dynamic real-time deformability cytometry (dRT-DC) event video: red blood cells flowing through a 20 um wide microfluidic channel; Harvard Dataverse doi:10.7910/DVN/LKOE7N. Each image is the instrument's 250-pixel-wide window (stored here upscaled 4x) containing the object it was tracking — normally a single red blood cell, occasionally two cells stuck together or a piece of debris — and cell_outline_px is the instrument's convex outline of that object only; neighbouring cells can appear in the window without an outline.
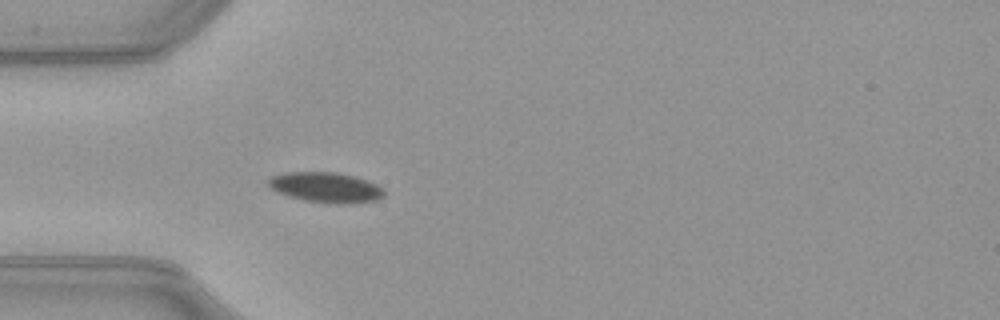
{"species": "common noctule bat (a hibernating species)", "species_latin": "Nyctalus noctula", "temperature_condition": "warm", "stored_images_in_passage": 38, "camera_frame_rate_fps": 3000, "um_per_image_px": 0.085, "animal": {"sex": "female", "body_mass_g": 21.9}, "frame": {"image": 1, "passage_image": 6, "time_ms": 1.667, "image_size_px": [1000, 320], "cell_outline_px": [[384, 196], [376, 200], [348, 204], [336, 204], [304, 200], [288, 196], [276, 192], [268, 188], [268, 180], [272, 176], [288, 172], [336, 172], [352, 176], [376, 184], [384, 192]], "centroid_in_image_um": [27.64, 15.94], "position_along_channel_um": 57.4, "area_um2": 20.29}, "authors_computed_cell_mechanics": {"area_um2": 19.652, "velocity_mm_per_s": 4.0345, "shape_relaxation_time_tau1_ms": 2.0764, "shape_relaxation_time_tau2_ms": null, "deformation_change_tau1": 0.0635, "deformation_change_tau2": null}}